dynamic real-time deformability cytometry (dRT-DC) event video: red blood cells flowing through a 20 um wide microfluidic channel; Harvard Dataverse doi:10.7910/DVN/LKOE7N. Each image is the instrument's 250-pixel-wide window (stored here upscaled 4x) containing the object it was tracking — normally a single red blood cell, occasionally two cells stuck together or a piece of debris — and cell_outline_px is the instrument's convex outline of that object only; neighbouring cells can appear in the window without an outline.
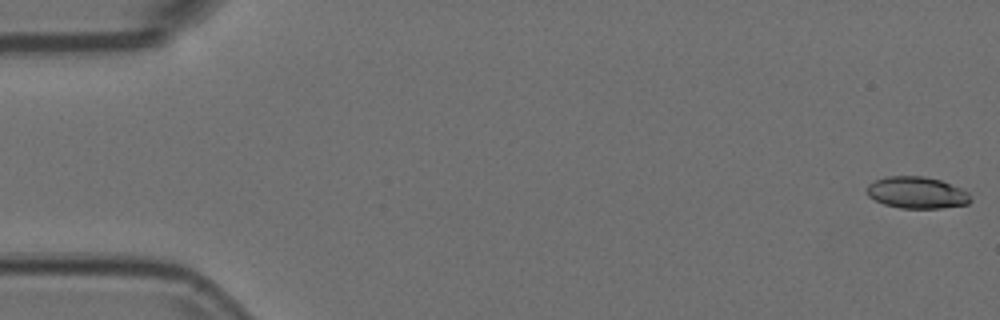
{"species": "Egyptian fruit bat (a non-hibernating species)", "species_latin": "Rousettus aegyptiacus", "temperature_condition": "room temperature", "stored_images_in_passage": 55, "camera_frame_rate_fps": 3000, "um_per_image_px": 0.085, "animal": {"sex": "female"}, "frame": {"image": 1, "passage_image": 1, "time_ms": 0.0, "image_size_px": [1000, 320], "cell_outline_px": [[972, 200], [968, 204], [940, 208], [900, 208], [884, 204], [868, 196], [864, 192], [864, 188], [868, 184], [884, 176], [924, 176], [940, 180], [960, 188], [968, 192]], "centroid_in_image_um": [77.89, 16.37], "position_along_channel_um": 7.1, "area_um2": 19.31}}
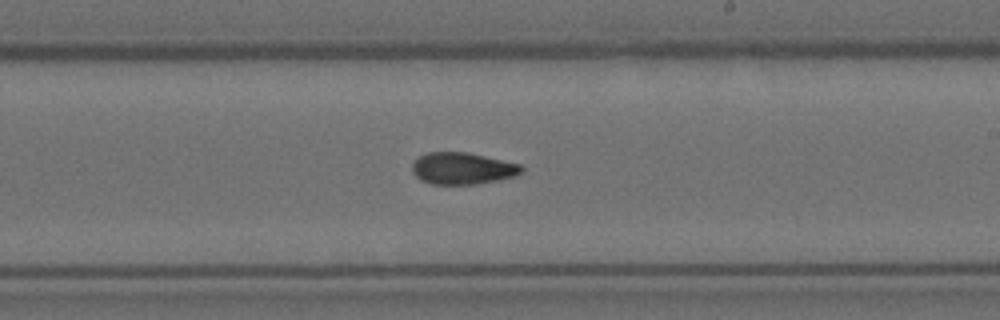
{"frame": {"image": 2, "passage_image": 32, "time_ms": 10.333, "image_size_px": [1000, 320], "cell_outline_px": [[524, 172], [516, 176], [500, 180], [476, 184], [432, 184], [420, 180], [412, 172], [412, 164], [420, 156], [428, 152], [468, 152], [520, 164], [524, 168]], "centroid_in_image_um": [39.34, 14.32], "position_along_channel_um": 249.7, "area_um2": 20.4}}
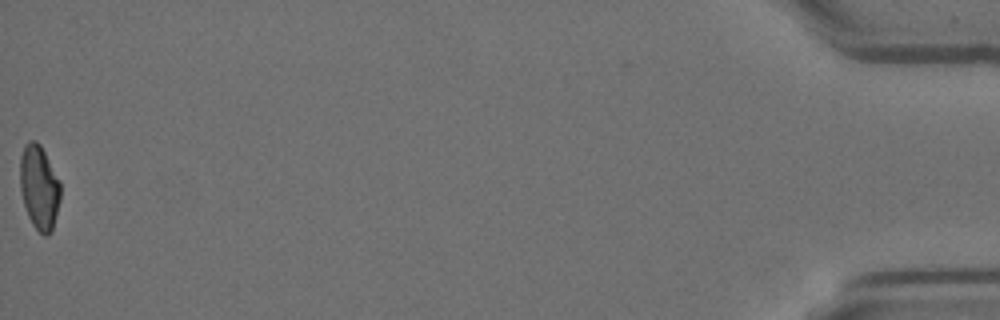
{"frame": {"image": 3, "passage_image": 55, "time_ms": 18.0, "image_size_px": [1000, 320], "cell_outline_px": [[60, 200], [52, 232], [48, 236], [44, 236], [32, 224], [28, 216], [24, 204], [20, 188], [20, 156], [24, 144], [28, 140], [36, 140], [40, 144], [60, 180]], "centroid_in_image_um": [3.33, 15.91], "position_along_channel_um": 431.9, "area_um2": 20.06}, "authors_computed_cell_mechanics": {"area_um2": 20.1722, "velocity_mm_per_s": 3.7245, "shape_relaxation_time_tau1_ms": 7.3699, "shape_relaxation_time_tau2_ms": 5.5436, "deformation_change_tau1": 0.1791, "deformation_change_tau2": 0.114}}